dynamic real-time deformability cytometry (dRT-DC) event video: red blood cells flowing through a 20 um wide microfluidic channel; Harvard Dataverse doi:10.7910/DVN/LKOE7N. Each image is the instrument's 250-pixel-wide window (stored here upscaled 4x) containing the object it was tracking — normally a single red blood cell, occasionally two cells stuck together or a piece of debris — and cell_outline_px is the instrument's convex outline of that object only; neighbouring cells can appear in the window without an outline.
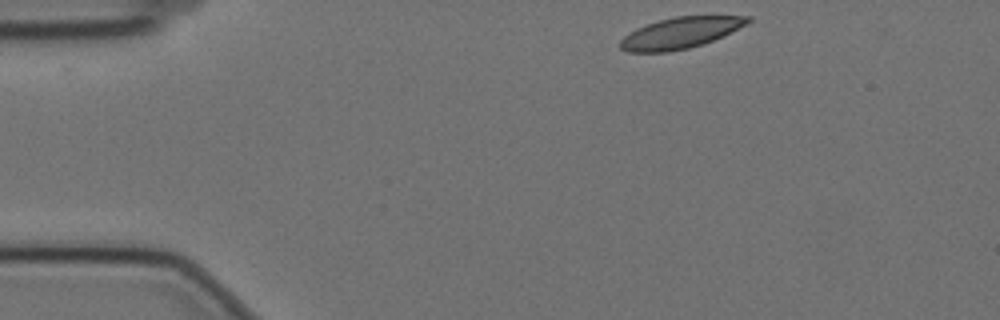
{"species": "Egyptian fruit bat (a non-hibernating species)", "species_latin": "Rousettus aegyptiacus", "temperature_condition": "cold", "stored_images_in_passage": 33, "camera_frame_rate_fps": 3000, "um_per_image_px": 0.085, "animal": {"sex": "female"}, "frame": {"image": 1, "passage_image": 1, "time_ms": 0.0, "image_size_px": [1000, 320], "cell_outline_px": [[752, 20], [748, 24], [712, 40], [688, 48], [668, 52], [628, 52], [620, 48], [620, 40], [628, 32], [636, 28], [660, 20], [676, 16], [752, 16]], "centroid_in_image_um": [57.81, 2.79], "position_along_channel_um": 27.2, "area_um2": 22.89}}
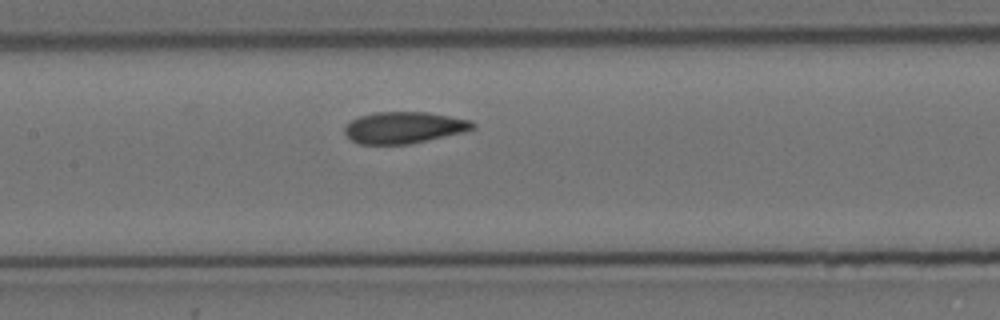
{"frame": {"image": 2, "passage_image": 19, "time_ms": 6.0, "image_size_px": [1000, 320], "cell_outline_px": [[476, 128], [464, 132], [408, 144], [360, 144], [352, 140], [344, 132], [344, 128], [352, 120], [360, 116], [376, 112], [428, 112], [472, 120], [476, 124]], "centroid_in_image_um": [34.38, 10.84], "position_along_channel_um": 173.0, "area_um2": 23.47}}
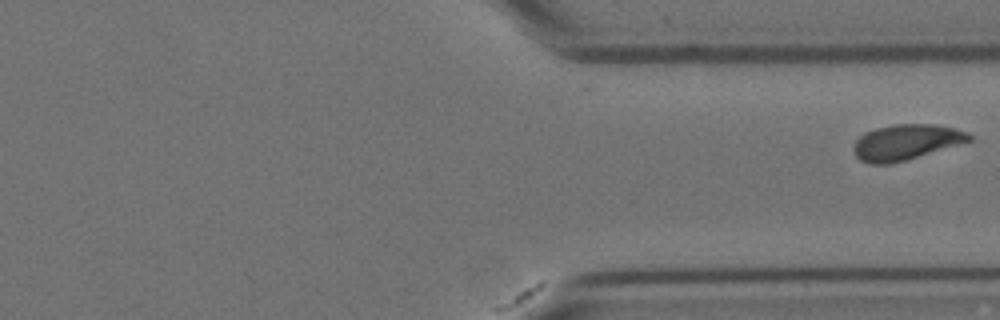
{"frame": {"image": 3, "passage_image": 33, "time_ms": 10.667, "image_size_px": [1000, 320], "cell_outline_px": [[972, 140], [904, 160], [888, 164], [868, 164], [860, 160], [856, 156], [852, 148], [856, 140], [860, 136], [876, 128], [896, 124], [936, 124], [956, 128], [968, 132], [972, 136]], "centroid_in_image_um": [77.0, 12.07], "position_along_channel_um": 334.4, "area_um2": 23.64}}